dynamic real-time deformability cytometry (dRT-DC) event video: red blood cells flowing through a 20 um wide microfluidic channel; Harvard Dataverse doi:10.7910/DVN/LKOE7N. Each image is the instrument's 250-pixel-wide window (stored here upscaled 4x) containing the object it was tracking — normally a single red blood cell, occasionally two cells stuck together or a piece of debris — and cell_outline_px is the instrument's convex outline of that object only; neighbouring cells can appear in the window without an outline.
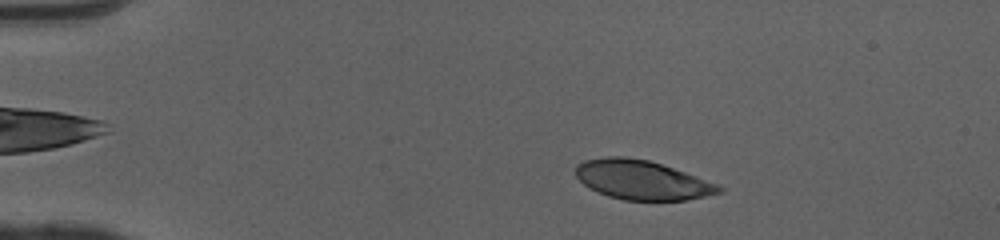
{"species": "human", "species_latin": "Homo sapiens", "temperature_condition": "cold", "stored_images_in_passage": 48, "camera_frame_rate_fps": 3000, "um_per_image_px": 0.085, "donor": {"sex": "female"}, "frame": {"image": 1, "passage_image": 7, "time_ms": 2.0, "image_size_px": [1000, 240], "cell_outline_px": [[724, 192], [684, 200], [624, 200], [608, 196], [588, 188], [576, 176], [576, 164], [584, 160], [604, 156], [624, 156], [648, 160], [684, 172], [716, 184], [724, 188]], "centroid_in_image_um": [54.51, 15.29], "position_along_channel_um": 30.5, "area_um2": 32.54}}
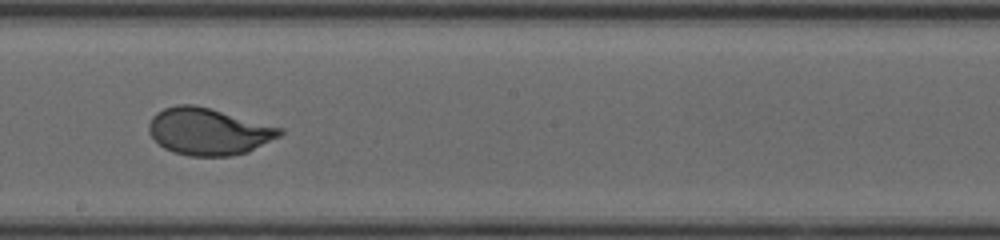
{"frame": {"image": 2, "passage_image": 27, "time_ms": 8.667, "image_size_px": [1000, 240], "cell_outline_px": [[284, 132], [280, 136], [248, 152], [232, 156], [188, 156], [164, 148], [148, 132], [148, 124], [152, 116], [156, 112], [164, 108], [176, 104], [196, 104], [284, 128]], "centroid_in_image_um": [17.73, 11.16], "position_along_channel_um": 230.5, "area_um2": 36.01}}
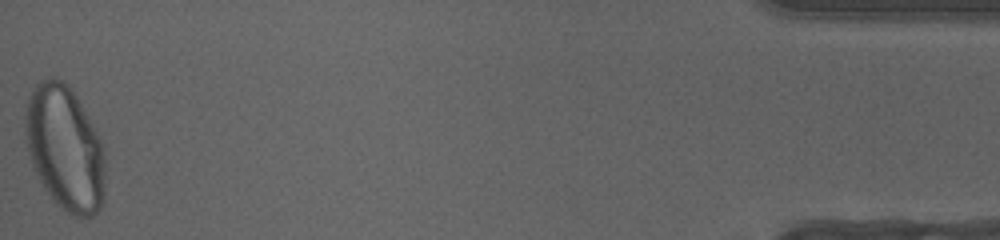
{"frame": {"image": 3, "passage_image": 48, "time_ms": 15.667, "image_size_px": [1000, 240], "cell_outline_px": [[104, 204], [92, 216], [72, 216], [60, 208], [52, 200], [44, 188], [32, 168], [24, 140], [24, 116], [28, 100], [36, 84], [40, 80], [52, 76], [56, 76], [68, 84], [72, 88], [100, 136], [104, 148]], "centroid_in_image_um": [5.5, 12.58], "position_along_channel_um": 429.7, "area_um2": 59.19}, "authors_computed_cell_mechanics": {"area_um2": 35.7204, "velocity_mm_per_s": 4.0788, "shape_relaxation_time_tau1_ms": 3.3237, "shape_relaxation_time_tau2_ms": null, "deformation_change_tau1": 0.1971, "deformation_change_tau2": null}}